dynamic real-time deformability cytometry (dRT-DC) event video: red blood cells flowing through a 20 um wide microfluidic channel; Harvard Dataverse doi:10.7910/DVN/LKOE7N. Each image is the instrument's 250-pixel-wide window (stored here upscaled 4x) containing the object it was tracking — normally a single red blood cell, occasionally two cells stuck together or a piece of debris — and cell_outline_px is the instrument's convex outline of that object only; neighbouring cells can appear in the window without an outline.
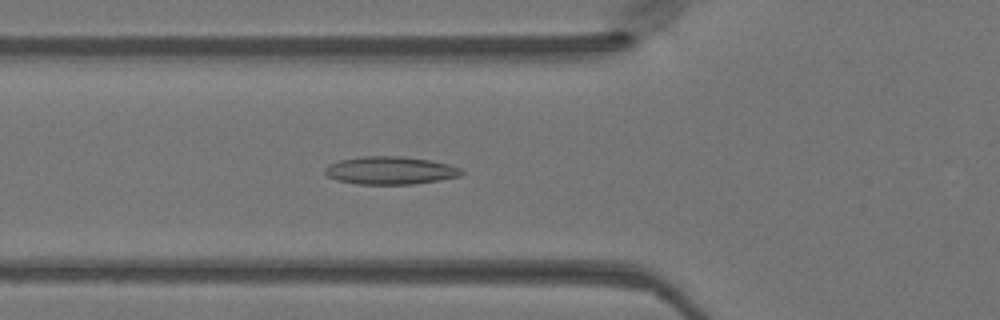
{"species": "Egyptian fruit bat (a non-hibernating species)", "species_latin": "Rousettus aegyptiacus", "temperature_condition": "warm", "stored_images_in_passage": 49, "camera_frame_rate_fps": 3000, "um_per_image_px": 0.085, "animal": {"sex": "female"}, "frame": {"image": 1, "passage_image": 17, "time_ms": 5.333, "image_size_px": [1000, 320], "cell_outline_px": [[464, 172], [460, 176], [440, 180], [412, 184], [356, 184], [336, 180], [328, 176], [324, 172], [324, 168], [328, 164], [340, 160], [364, 156], [404, 156], [428, 160], [448, 164], [460, 168]], "centroid_in_image_um": [33.15, 14.49], "position_along_channel_um": 92.6, "area_um2": 22.2}}
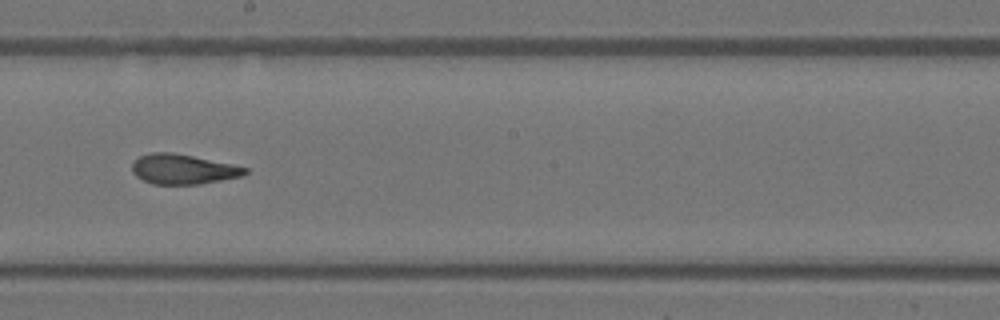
{"frame": {"image": 2, "passage_image": 27, "time_ms": 8.667, "image_size_px": [1000, 320], "cell_outline_px": [[248, 172], [244, 176], [200, 184], [152, 184], [136, 176], [132, 172], [132, 160], [140, 156], [152, 152], [172, 152], [232, 164], [248, 168]], "centroid_in_image_um": [15.55, 14.38], "position_along_channel_um": 232.6, "area_um2": 19.77}}
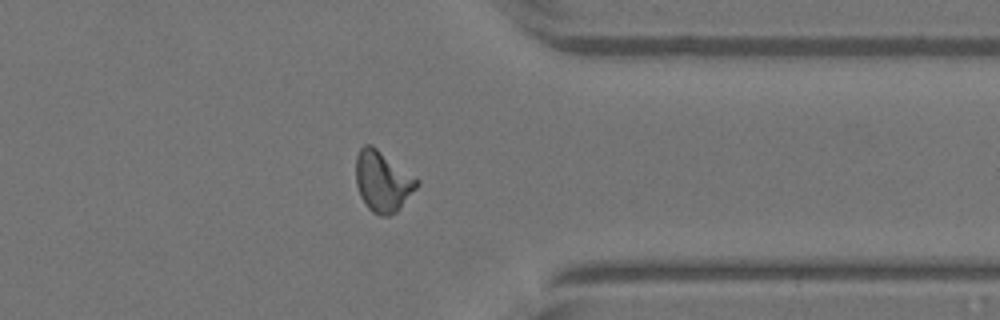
{"frame": {"image": 3, "passage_image": 38, "time_ms": 12.333, "image_size_px": [1000, 320], "cell_outline_px": [[420, 184], [400, 208], [396, 212], [388, 216], [380, 216], [372, 212], [368, 208], [360, 196], [356, 184], [356, 156], [360, 148], [364, 144], [372, 144], [420, 180]], "centroid_in_image_um": [32.53, 15.41], "position_along_channel_um": 378.9, "area_um2": 21.73}}